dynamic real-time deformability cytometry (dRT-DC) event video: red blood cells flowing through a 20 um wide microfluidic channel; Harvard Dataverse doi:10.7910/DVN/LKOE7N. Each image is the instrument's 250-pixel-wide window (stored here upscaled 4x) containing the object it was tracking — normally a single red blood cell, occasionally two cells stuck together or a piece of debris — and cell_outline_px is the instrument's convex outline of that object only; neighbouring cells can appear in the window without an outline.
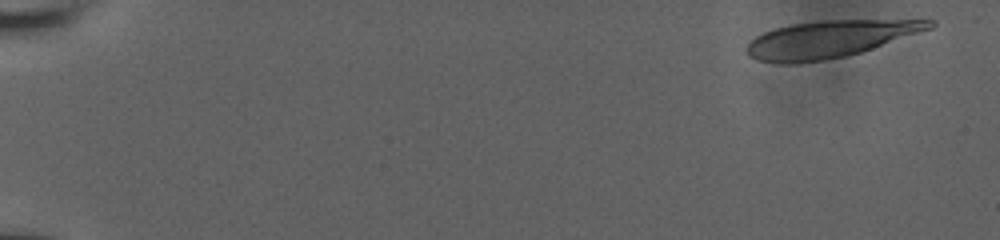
{"species": "human", "species_latin": "Homo sapiens", "temperature_condition": "room temperature", "stored_images_in_passage": 6, "camera_frame_rate_fps": 3000, "um_per_image_px": 0.085, "donor": {"sex": "male"}, "frame": {"image": 1, "passage_image": 1, "time_ms": 0.0, "image_size_px": [1000, 240], "cell_outline_px": [[936, 24], [932, 28], [860, 52], [844, 56], [824, 60], [788, 64], [784, 64], [756, 60], [748, 56], [744, 48], [748, 40], [764, 32], [776, 28], [792, 24], [828, 20], [936, 20]], "centroid_in_image_um": [70.45, 3.33], "position_along_channel_um": 14.6, "area_um2": 39.19}}
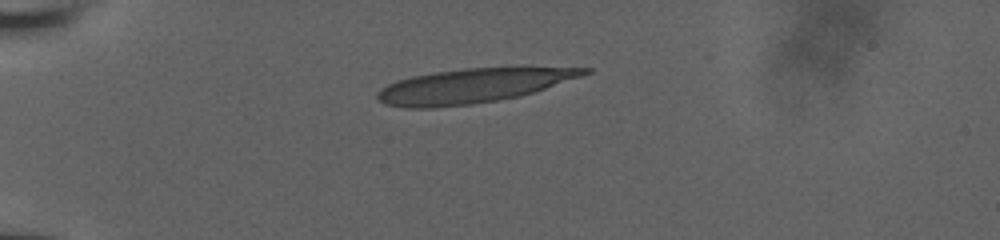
{"frame": {"image": 2, "passage_image": 5, "time_ms": 4.333, "image_size_px": [1000, 240], "cell_outline_px": [[592, 72], [532, 92], [516, 96], [496, 100], [472, 104], [432, 108], [404, 108], [384, 104], [376, 96], [376, 92], [388, 84], [396, 80], [412, 76], [436, 72], [464, 68], [524, 64], [592, 68]], "centroid_in_image_um": [40.28, 7.23], "position_along_channel_um": 44.7, "area_um2": 42.43}}